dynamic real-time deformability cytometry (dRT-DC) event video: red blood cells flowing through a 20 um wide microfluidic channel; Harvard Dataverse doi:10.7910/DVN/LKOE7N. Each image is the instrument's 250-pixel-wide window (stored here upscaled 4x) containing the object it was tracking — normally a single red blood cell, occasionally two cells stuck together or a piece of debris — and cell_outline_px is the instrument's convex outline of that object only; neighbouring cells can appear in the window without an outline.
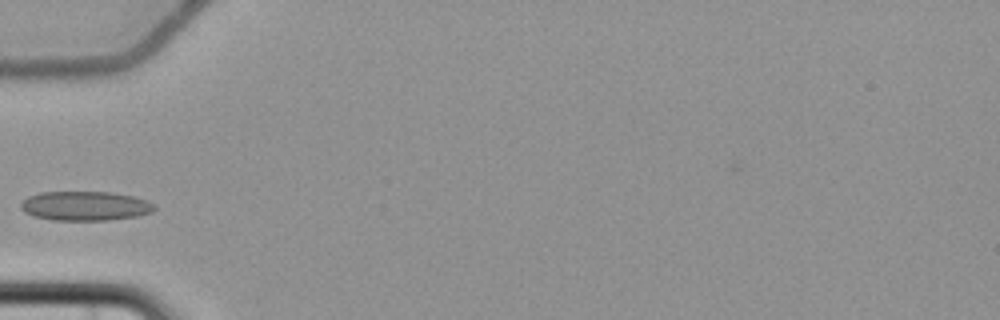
{"species": "common noctule bat (a hibernating species)", "species_latin": "Nyctalus noctula", "temperature_condition": "cold", "stored_images_in_passage": 4, "camera_frame_rate_fps": 3000, "um_per_image_px": 0.085, "animal": {"sex": "female", "body_mass_g": 22.7, "forearm_length_mm": 54.2}, "frame": {"image": 1, "passage_image": 4, "time_ms": 3.667, "image_size_px": [1000, 320], "cell_outline_px": [[156, 208], [152, 212], [136, 216], [108, 220], [52, 220], [32, 216], [24, 212], [20, 208], [20, 204], [28, 196], [40, 192], [112, 192], [132, 196], [148, 200]], "centroid_in_image_um": [7.21, 17.5], "position_along_channel_um": 77.8, "area_um2": 22.89}}